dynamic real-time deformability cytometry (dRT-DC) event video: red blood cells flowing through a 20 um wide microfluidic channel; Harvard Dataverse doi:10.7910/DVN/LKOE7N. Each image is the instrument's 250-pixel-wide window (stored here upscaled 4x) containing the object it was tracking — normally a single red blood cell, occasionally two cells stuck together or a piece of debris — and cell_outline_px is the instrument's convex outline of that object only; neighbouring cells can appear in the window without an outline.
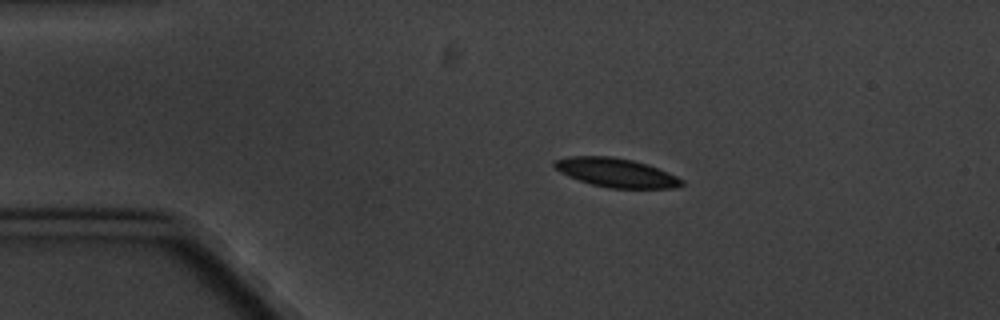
{"species": "common noctule bat (a hibernating species)", "species_latin": "Nyctalus noctula", "temperature_condition": "cold", "stored_images_in_passage": 8, "camera_frame_rate_fps": 3000, "um_per_image_px": 0.085, "animal": {"sex": "male", "body_mass_g": 20.1, "forearm_length_mm": 53.5}, "frame": {"image": 1, "passage_image": 4, "time_ms": 3.667, "image_size_px": [1000, 320], "cell_outline_px": [[684, 184], [672, 188], [608, 188], [592, 184], [568, 176], [560, 172], [552, 164], [552, 160], [568, 156], [612, 156], [632, 160], [648, 164], [668, 172], [684, 180]], "centroid_in_image_um": [52.35, 14.66], "position_along_channel_um": 32.6, "area_um2": 21.5}}
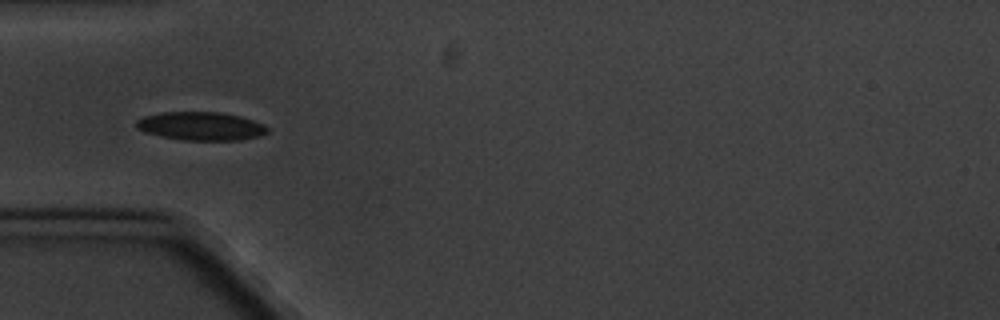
{"frame": {"image": 2, "passage_image": 6, "time_ms": 6.0, "image_size_px": [1000, 320], "cell_outline_px": [[268, 132], [256, 136], [240, 140], [184, 140], [160, 136], [144, 132], [136, 128], [136, 120], [144, 116], [160, 112], [220, 112], [240, 116], [264, 124], [268, 128]], "centroid_in_image_um": [17.04, 10.71], "position_along_channel_um": 68.0, "area_um2": 21.68}}